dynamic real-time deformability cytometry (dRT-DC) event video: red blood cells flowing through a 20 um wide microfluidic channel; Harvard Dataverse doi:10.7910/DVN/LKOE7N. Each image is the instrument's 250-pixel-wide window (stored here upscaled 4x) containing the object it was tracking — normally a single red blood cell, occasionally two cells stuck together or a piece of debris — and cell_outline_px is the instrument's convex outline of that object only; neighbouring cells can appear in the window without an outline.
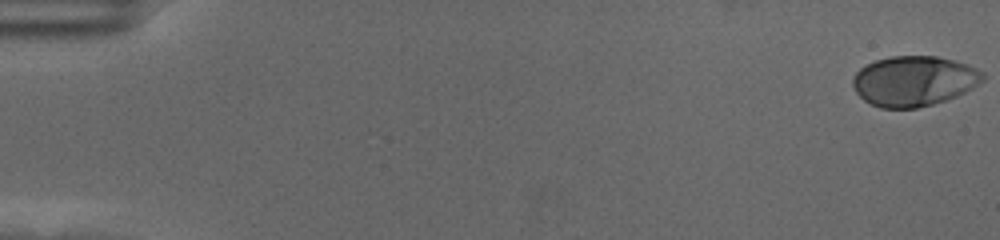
{"species": "human", "species_latin": "Homo sapiens", "temperature_condition": "cold", "stored_images_in_passage": 59, "camera_frame_rate_fps": 3000, "um_per_image_px": 0.085, "donor": {"sex": "female"}, "frame": {"image": 1, "passage_image": 1, "time_ms": 0.0, "image_size_px": [1000, 240], "cell_outline_px": [[984, 80], [972, 88], [956, 96], [932, 104], [916, 108], [880, 108], [864, 100], [856, 92], [852, 84], [852, 80], [856, 72], [860, 68], [876, 60], [892, 56], [936, 56], [952, 60], [976, 68], [984, 72]], "centroid_in_image_um": [77.67, 6.89], "position_along_channel_um": 7.3, "area_um2": 37.74}}
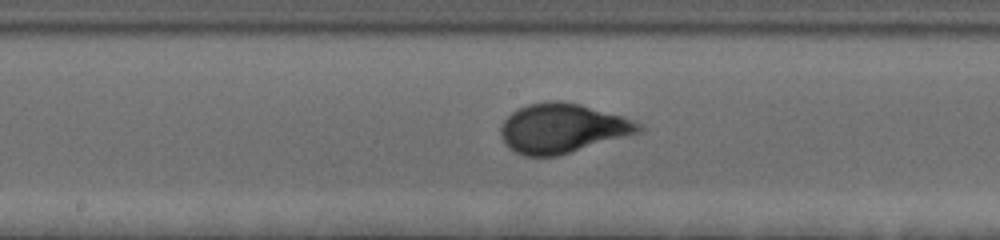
{"frame": {"image": 2, "passage_image": 32, "time_ms": 10.333, "image_size_px": [1000, 240], "cell_outline_px": [[644, 132], [556, 156], [524, 156], [508, 148], [504, 144], [500, 136], [500, 128], [504, 120], [512, 112], [528, 104], [552, 100], [560, 100], [580, 104], [624, 116], [640, 124], [644, 128]], "centroid_in_image_um": [47.81, 10.91], "position_along_channel_um": 200.4, "area_um2": 40.0}}
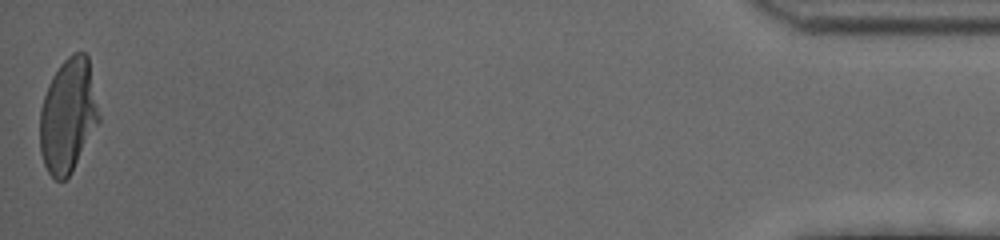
{"frame": {"image": 3, "passage_image": 59, "time_ms": 19.333, "image_size_px": [1000, 240], "cell_outline_px": [[100, 120], [72, 172], [64, 180], [56, 180], [48, 172], [44, 164], [40, 152], [40, 108], [48, 84], [52, 76], [60, 64], [72, 52], [84, 52], [88, 56], [100, 116]], "centroid_in_image_um": [5.78, 9.82], "position_along_channel_um": 429.4, "area_um2": 39.25}, "authors_computed_cell_mechanics": {"area_um2": 37.9746, "velocity_mm_per_s": 3.4897, "shape_relaxation_time_tau1_ms": 3.3296, "shape_relaxation_time_tau2_ms": null, "deformation_change_tau1": 0.1775, "deformation_change_tau2": null}}